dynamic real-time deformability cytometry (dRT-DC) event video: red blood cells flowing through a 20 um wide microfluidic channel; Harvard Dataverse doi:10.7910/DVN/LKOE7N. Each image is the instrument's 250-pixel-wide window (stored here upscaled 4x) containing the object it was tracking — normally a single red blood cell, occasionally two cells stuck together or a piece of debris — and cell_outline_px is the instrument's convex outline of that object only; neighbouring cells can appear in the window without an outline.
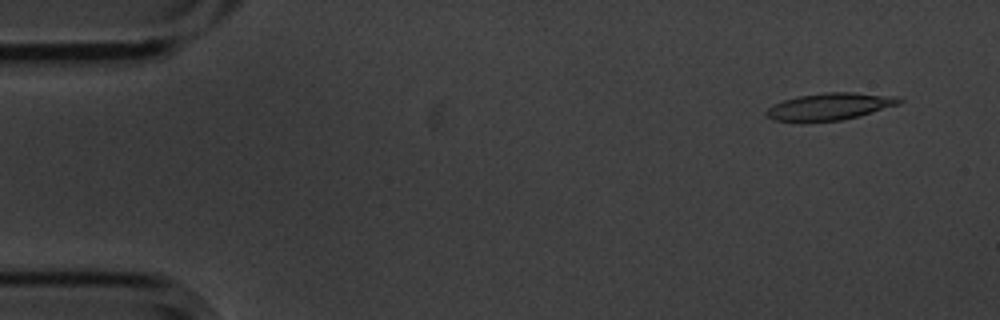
{"species": "common noctule bat (a hibernating species)", "species_latin": "Nyctalus noctula", "temperature_condition": "cold", "stored_images_in_passage": 7, "camera_frame_rate_fps": 3000, "um_per_image_px": 0.085, "animal": {"sex": "male", "body_mass_g": 20.1, "forearm_length_mm": 53.5}, "frame": {"image": 1, "passage_image": 2, "time_ms": 0.333, "image_size_px": [1000, 320], "cell_outline_px": [[904, 100], [900, 104], [856, 116], [840, 120], [800, 124], [772, 120], [764, 116], [764, 112], [772, 104], [784, 100], [800, 96], [824, 92], [852, 92], [900, 96]], "centroid_in_image_um": [70.45, 9.08], "position_along_channel_um": 14.6, "area_um2": 21.56}}
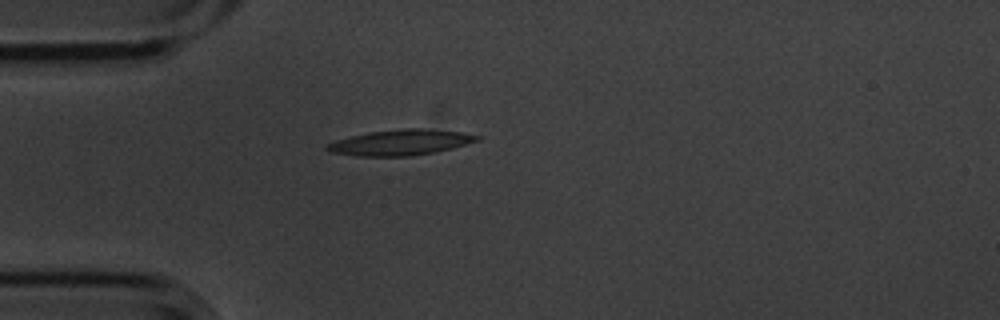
{"frame": {"image": 2, "passage_image": 5, "time_ms": 1.333, "image_size_px": [1000, 320], "cell_outline_px": [[480, 140], [452, 148], [436, 152], [412, 156], [356, 156], [332, 152], [324, 148], [328, 144], [336, 140], [368, 132], [404, 128], [424, 128], [460, 132], [480, 136]], "centroid_in_image_um": [34.06, 12.11], "position_along_channel_um": 50.9, "area_um2": 22.31}}
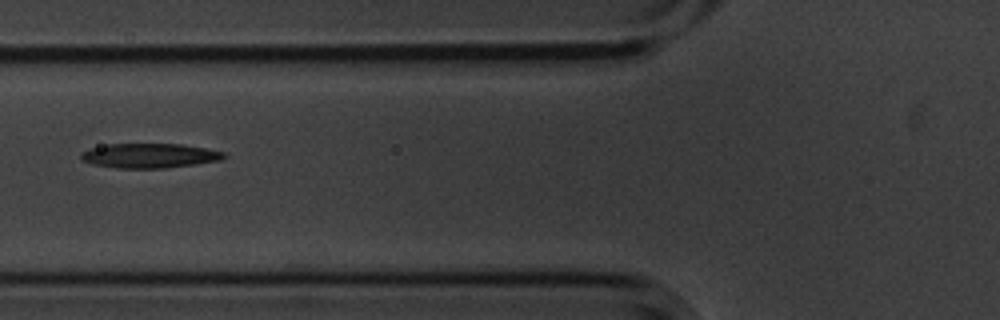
{"frame": {"image": 3, "passage_image": 7, "time_ms": 2.0, "image_size_px": [1000, 320], "cell_outline_px": [[228, 156], [220, 160], [196, 164], [164, 168], [116, 168], [92, 164], [80, 160], [80, 156], [88, 148], [108, 144], [180, 144], [204, 148], [224, 152]], "centroid_in_image_um": [12.69, 13.23], "position_along_channel_um": 113.1, "area_um2": 20.46}}